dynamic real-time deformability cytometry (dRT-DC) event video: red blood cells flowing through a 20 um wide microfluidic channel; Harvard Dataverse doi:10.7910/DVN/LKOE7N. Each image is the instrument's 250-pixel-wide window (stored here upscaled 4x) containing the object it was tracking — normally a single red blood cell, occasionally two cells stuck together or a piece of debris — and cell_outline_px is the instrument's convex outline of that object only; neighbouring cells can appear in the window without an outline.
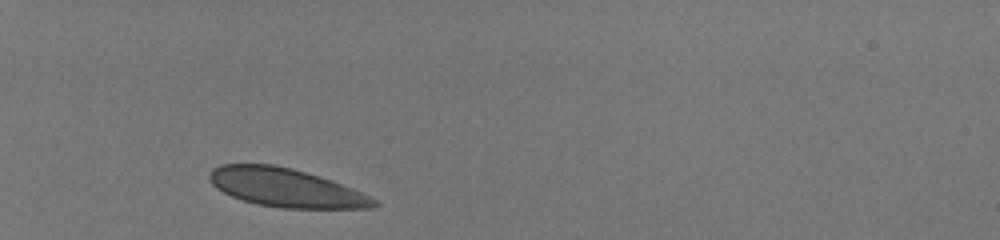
{"species": "human", "species_latin": "Homo sapiens", "temperature_condition": "room temperature", "stored_images_in_passage": 32, "camera_frame_rate_fps": 3000, "um_per_image_px": 0.085, "donor": {"sex": "male"}, "frame": {"image": 1, "passage_image": 1, "time_ms": 0.0, "image_size_px": [1000, 240], "cell_outline_px": [[380, 204], [376, 208], [284, 208], [256, 204], [232, 196], [216, 188], [208, 180], [208, 172], [212, 168], [220, 164], [272, 164], [292, 168], [320, 176], [332, 180], [352, 188], [376, 200]], "centroid_in_image_um": [24.27, 15.94], "position_along_channel_um": 60.7, "area_um2": 36.99}}
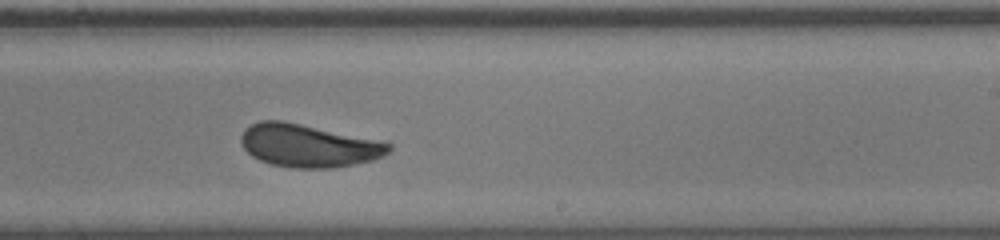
{"frame": {"image": 2, "passage_image": 19, "time_ms": 6.0, "image_size_px": [1000, 240], "cell_outline_px": [[392, 148], [384, 156], [372, 160], [356, 164], [332, 168], [292, 168], [268, 164], [252, 156], [244, 148], [240, 140], [240, 136], [244, 128], [260, 120], [284, 120], [388, 140], [392, 144]], "centroid_in_image_um": [26.29, 12.36], "position_along_channel_um": 262.7, "area_um2": 38.03}}
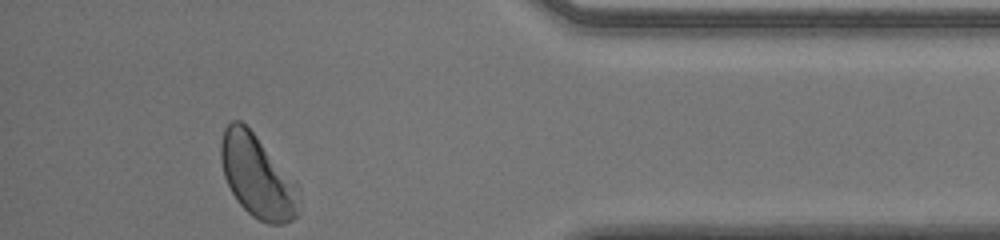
{"frame": {"image": 3, "passage_image": 32, "time_ms": 10.333, "image_size_px": [1000, 240], "cell_outline_px": [[300, 192], [296, 216], [292, 220], [284, 224], [268, 224], [252, 216], [236, 200], [224, 176], [220, 160], [220, 144], [224, 128], [232, 120], [240, 120], [256, 136], [296, 180], [300, 188]], "centroid_in_image_um": [21.89, 15.0], "position_along_channel_um": 413.3, "area_um2": 37.74}, "authors_computed_cell_mechanics": {"area_um2": 37.1076, "velocity_mm_per_s": 3.9682, "shape_relaxation_time_tau1_ms": 2.9277, "shape_relaxation_time_tau2_ms": null, "deformation_change_tau1": 0.11, "deformation_change_tau2": null}}